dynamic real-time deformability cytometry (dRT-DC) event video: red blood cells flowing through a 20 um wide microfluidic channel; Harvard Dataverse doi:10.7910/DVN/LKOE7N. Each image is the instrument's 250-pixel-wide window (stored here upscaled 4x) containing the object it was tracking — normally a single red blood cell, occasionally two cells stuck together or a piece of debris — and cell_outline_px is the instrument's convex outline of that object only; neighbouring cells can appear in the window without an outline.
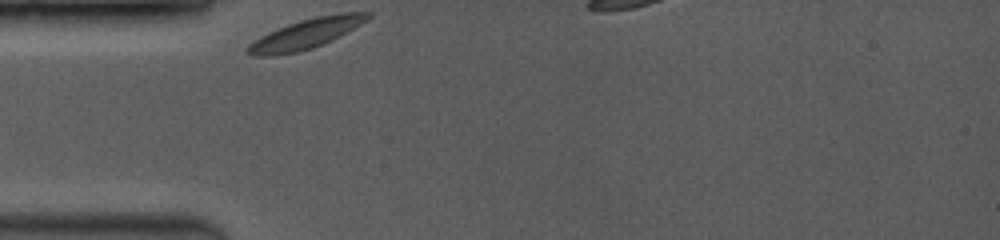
{"species": "common noctule bat (a hibernating species)", "species_latin": "Nyctalus noctula", "temperature_condition": "room temperature", "stored_images_in_passage": 22, "camera_frame_rate_fps": 3500, "um_per_image_px": 0.085, "animal": {"sex": "female", "body_mass_g": 19.0, "forearm_length_mm": 53.3}, "frame": {"image": 1, "passage_image": 1, "time_ms": 0.0, "image_size_px": [1000, 240], "cell_outline_px": [[372, 16], [360, 24], [340, 36], [332, 40], [312, 48], [296, 52], [276, 56], [256, 56], [244, 52], [244, 48], [248, 44], [260, 36], [268, 32], [288, 24], [300, 20], [316, 16], [340, 12], [372, 12]], "centroid_in_image_um": [25.97, 2.87], "position_along_channel_um": 59.0, "area_um2": 20.98}}
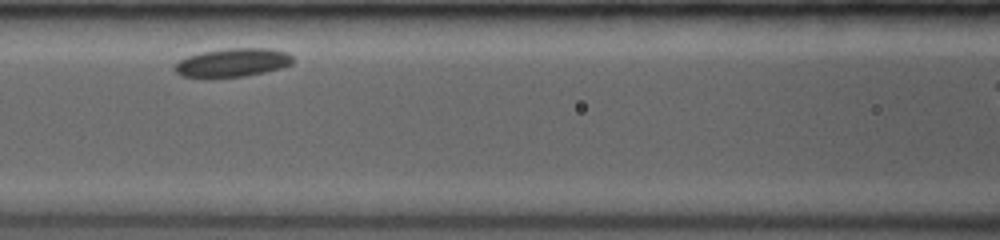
{"frame": {"image": 2, "passage_image": 10, "time_ms": 2.571, "image_size_px": [1000, 240], "cell_outline_px": [[292, 64], [280, 68], [264, 72], [244, 76], [212, 80], [204, 80], [184, 76], [176, 72], [176, 64], [180, 60], [188, 56], [204, 52], [224, 48], [268, 48], [288, 52], [292, 56]], "centroid_in_image_um": [19.75, 5.35], "position_along_channel_um": 146.8, "area_um2": 20.06}}
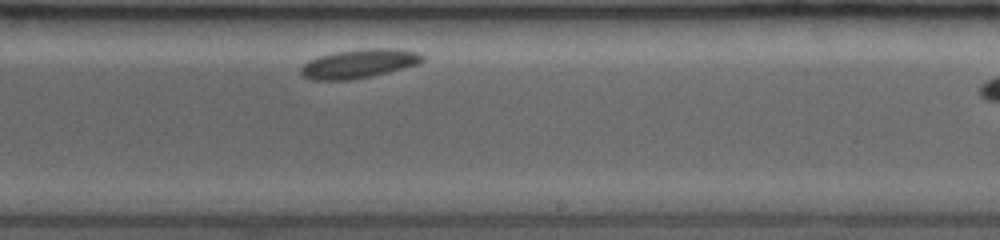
{"frame": {"image": 3, "passage_image": 21, "time_ms": 5.714, "image_size_px": [1000, 240], "cell_outline_px": [[424, 60], [420, 64], [388, 72], [348, 80], [312, 80], [304, 76], [300, 72], [300, 68], [308, 60], [320, 56], [336, 52], [364, 48], [396, 48], [420, 52], [424, 56]], "centroid_in_image_um": [30.56, 5.39], "position_along_channel_um": 258.4, "area_um2": 20.52}}